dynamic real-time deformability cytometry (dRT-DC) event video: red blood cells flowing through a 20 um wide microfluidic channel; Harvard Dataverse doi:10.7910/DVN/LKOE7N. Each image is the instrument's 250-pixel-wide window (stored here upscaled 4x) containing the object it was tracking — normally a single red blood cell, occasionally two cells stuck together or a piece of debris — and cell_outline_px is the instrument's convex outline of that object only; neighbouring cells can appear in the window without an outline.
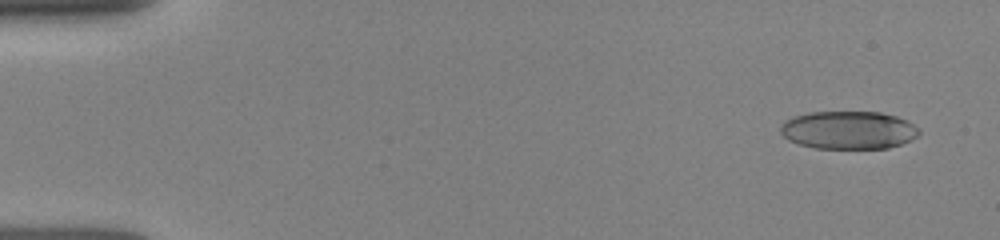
{"species": "human", "species_latin": "Homo sapiens", "temperature_condition": "room temperature", "stored_images_in_passage": 35, "camera_frame_rate_fps": 3000, "um_per_image_px": 0.085, "donor": {"sex": "female"}, "frame": {"image": 1, "passage_image": 3, "time_ms": 0.667, "image_size_px": [1000, 240], "cell_outline_px": [[920, 132], [916, 136], [900, 144], [888, 148], [816, 148], [800, 144], [788, 140], [780, 132], [780, 124], [784, 120], [792, 116], [808, 112], [880, 112], [896, 116], [908, 120], [920, 128]], "centroid_in_image_um": [72.1, 11.04], "position_along_channel_um": 12.9, "area_um2": 30.81}}
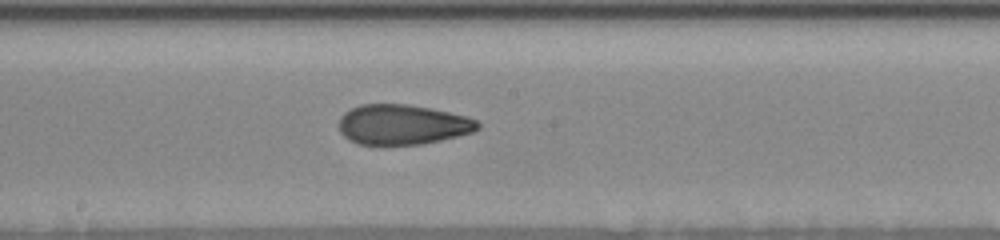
{"frame": {"image": 2, "passage_image": 20, "time_ms": 8.667, "image_size_px": [1000, 240], "cell_outline_px": [[480, 128], [472, 132], [440, 140], [420, 144], [356, 144], [348, 140], [340, 132], [340, 116], [344, 112], [360, 104], [408, 104], [432, 108], [468, 116], [476, 120], [480, 124]], "centroid_in_image_um": [34.21, 10.57], "position_along_channel_um": 214.0, "area_um2": 32.43}}
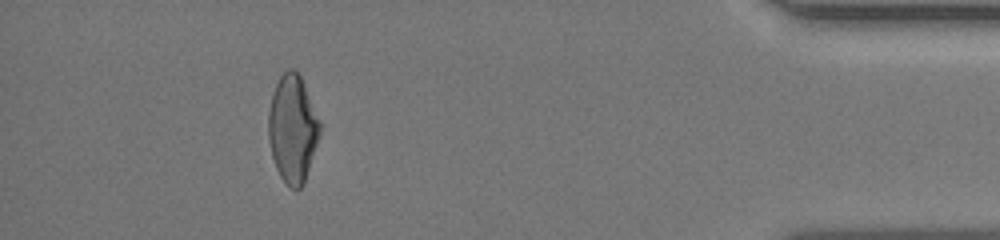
{"frame": {"image": 3, "passage_image": 34, "time_ms": 14.667, "image_size_px": [1000, 240], "cell_outline_px": [[320, 136], [304, 184], [300, 188], [292, 188], [280, 176], [276, 168], [272, 156], [268, 136], [268, 112], [272, 96], [276, 84], [280, 76], [288, 68], [292, 68], [300, 76], [320, 124]], "centroid_in_image_um": [24.86, 10.97], "position_along_channel_um": 410.3, "area_um2": 31.73}}